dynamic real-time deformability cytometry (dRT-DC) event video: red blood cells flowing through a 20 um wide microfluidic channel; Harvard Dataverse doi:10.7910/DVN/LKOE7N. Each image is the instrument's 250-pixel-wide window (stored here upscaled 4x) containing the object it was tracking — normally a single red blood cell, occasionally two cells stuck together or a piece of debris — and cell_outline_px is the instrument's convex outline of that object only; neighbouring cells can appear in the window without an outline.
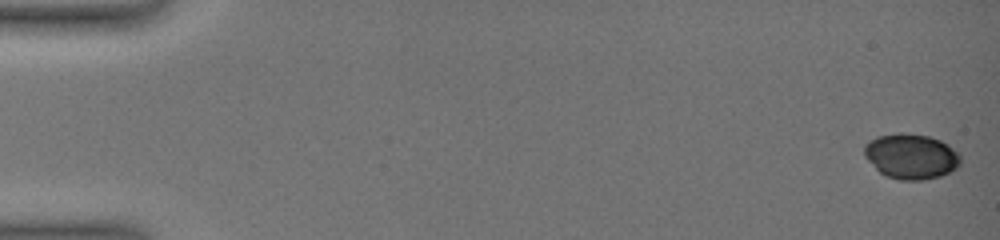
{"species": "common noctule bat (a hibernating species)", "species_latin": "Nyctalus noctula", "temperature_condition": "warm", "stored_images_in_passage": 19, "camera_frame_rate_fps": 3000, "um_per_image_px": 0.085, "animal": {"sex": "female", "body_mass_g": 19.0, "forearm_length_mm": 51.5}, "frame": {"image": 1, "passage_image": 1, "time_ms": 0.0, "image_size_px": [1000, 240], "cell_outline_px": [[960, 164], [956, 168], [940, 176], [924, 180], [900, 180], [888, 176], [880, 172], [864, 156], [864, 144], [868, 140], [876, 136], [900, 132], [904, 132], [928, 136], [940, 140], [948, 144], [960, 152]], "centroid_in_image_um": [77.44, 13.27], "position_along_channel_um": 7.6, "area_um2": 25.55}}
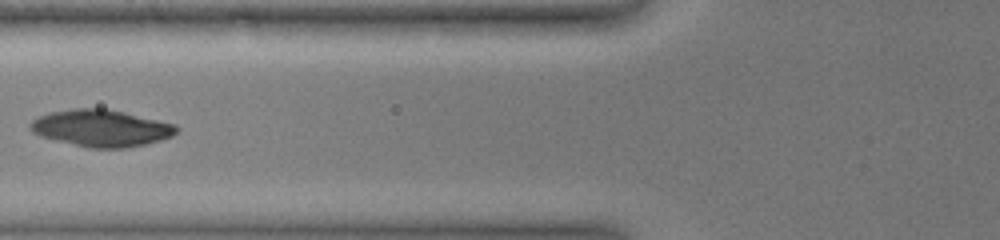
{"frame": {"image": 2, "passage_image": 16, "time_ms": 7.333, "image_size_px": [1000, 240], "cell_outline_px": [[180, 128], [172, 136], [160, 140], [144, 144], [124, 148], [88, 148], [40, 136], [32, 132], [28, 128], [28, 124], [32, 120], [48, 112], [72, 108], [104, 108], [124, 112], [176, 124]], "centroid_in_image_um": [8.57, 10.88], "position_along_channel_um": 117.2, "area_um2": 31.5}}
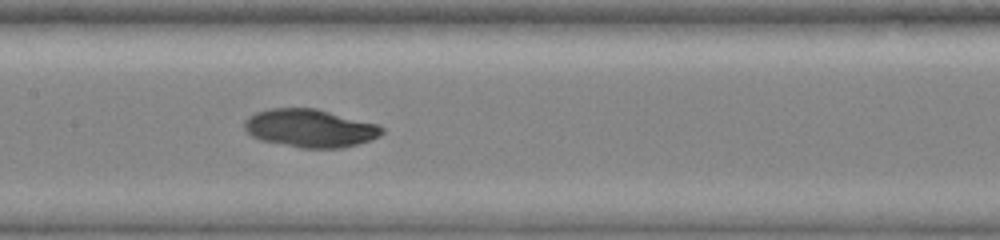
{"frame": {"image": 3, "passage_image": 19, "time_ms": 9.0, "image_size_px": [1000, 240], "cell_outline_px": [[384, 132], [380, 136], [344, 148], [300, 148], [260, 140], [252, 136], [244, 128], [244, 120], [248, 116], [256, 112], [268, 108], [316, 108], [380, 124], [384, 128]], "centroid_in_image_um": [26.36, 10.89], "position_along_channel_um": 181.0, "area_um2": 30.81}}